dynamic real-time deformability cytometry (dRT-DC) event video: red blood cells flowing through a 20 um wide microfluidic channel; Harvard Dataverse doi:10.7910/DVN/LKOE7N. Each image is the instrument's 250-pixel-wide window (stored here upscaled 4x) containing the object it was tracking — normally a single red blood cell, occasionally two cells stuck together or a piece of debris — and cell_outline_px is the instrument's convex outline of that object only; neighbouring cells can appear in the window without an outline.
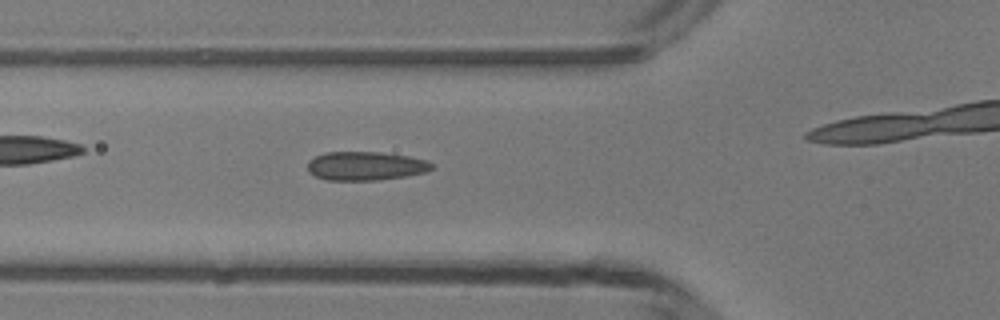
{"species": "common noctule bat (a hibernating species)", "species_latin": "Nyctalus noctula", "temperature_condition": "room temperature", "stored_images_in_passage": 38, "camera_frame_rate_fps": 3000, "um_per_image_px": 0.085, "animal": {"sex": "male", "body_mass_g": 13.3}, "frame": {"image": 1, "passage_image": 17, "time_ms": 5.333, "image_size_px": [1000, 320], "cell_outline_px": [[432, 168], [424, 172], [408, 176], [380, 180], [328, 180], [316, 176], [308, 172], [308, 160], [324, 152], [380, 152], [408, 156], [424, 160], [432, 164]], "centroid_in_image_um": [31.04, 14.11], "position_along_channel_um": 94.8, "area_um2": 20.75}}